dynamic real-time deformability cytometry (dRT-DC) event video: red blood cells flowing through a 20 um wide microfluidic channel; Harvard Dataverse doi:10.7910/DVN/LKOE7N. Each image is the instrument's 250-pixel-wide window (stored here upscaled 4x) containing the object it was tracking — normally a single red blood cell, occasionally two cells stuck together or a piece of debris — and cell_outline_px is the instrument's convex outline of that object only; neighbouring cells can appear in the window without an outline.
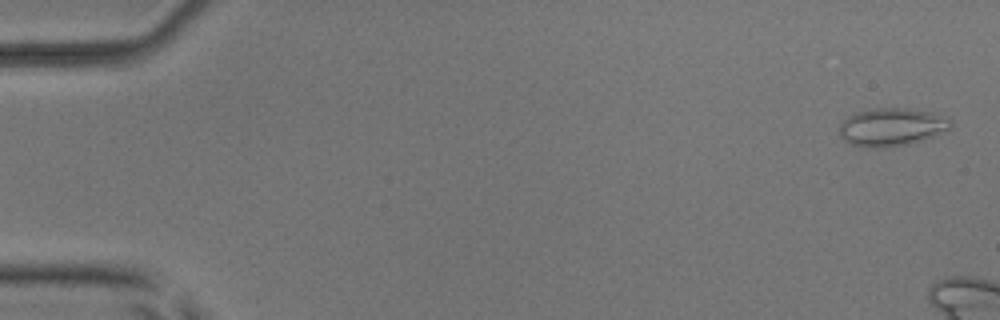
{"species": "common noctule bat (a hibernating species)", "species_latin": "Nyctalus noctula", "temperature_condition": "room temperature", "stored_images_in_passage": 10, "camera_frame_rate_fps": 3000, "um_per_image_px": 0.085, "animal": {"sex": "male", "body_mass_g": 17.9, "forearm_length_mm": 54.2}, "frame": {"image": 1, "passage_image": 2, "time_ms": 0.333, "image_size_px": [1000, 320], "cell_outline_px": [[952, 128], [932, 136], [920, 140], [904, 144], [884, 148], [880, 148], [852, 144], [840, 136], [840, 124], [848, 116], [856, 112], [876, 108], [904, 108], [932, 112], [948, 116], [952, 120]], "centroid_in_image_um": [75.83, 10.77], "position_along_channel_um": 9.2, "area_um2": 24.39}}